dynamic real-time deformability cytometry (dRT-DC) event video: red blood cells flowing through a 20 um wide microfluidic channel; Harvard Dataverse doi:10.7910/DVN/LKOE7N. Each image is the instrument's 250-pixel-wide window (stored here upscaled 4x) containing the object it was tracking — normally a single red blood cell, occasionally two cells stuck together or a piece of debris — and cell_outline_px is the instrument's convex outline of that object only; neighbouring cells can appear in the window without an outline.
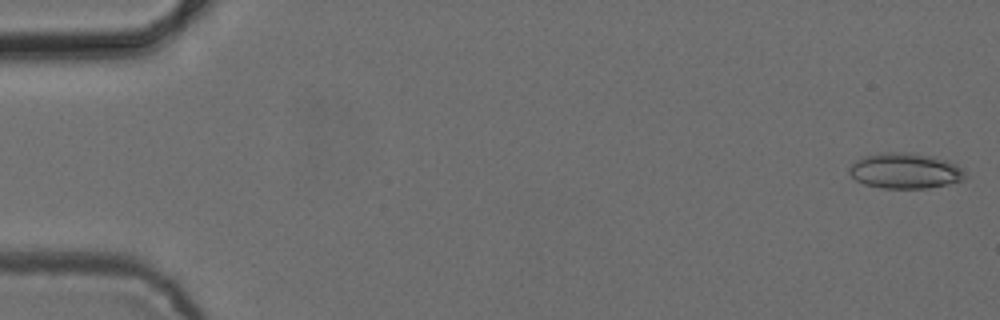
{"species": "common noctule bat (a hibernating species)", "species_latin": "Nyctalus noctula", "temperature_condition": "cold", "stored_images_in_passage": 52, "camera_frame_rate_fps": 3000, "um_per_image_px": 0.085, "animal": {"sex": "female", "body_mass_g": 24.6, "forearm_length_mm": 56.2}, "frame": {"image": 1, "passage_image": 1, "time_ms": 0.0, "image_size_px": [1000, 320], "cell_outline_px": [[964, 180], [948, 184], [928, 188], [880, 188], [864, 184], [856, 180], [848, 172], [848, 168], [856, 160], [864, 156], [880, 152], [912, 152], [932, 156], [948, 160], [964, 168]], "centroid_in_image_um": [76.94, 14.51], "position_along_channel_um": 8.1, "area_um2": 24.28}}
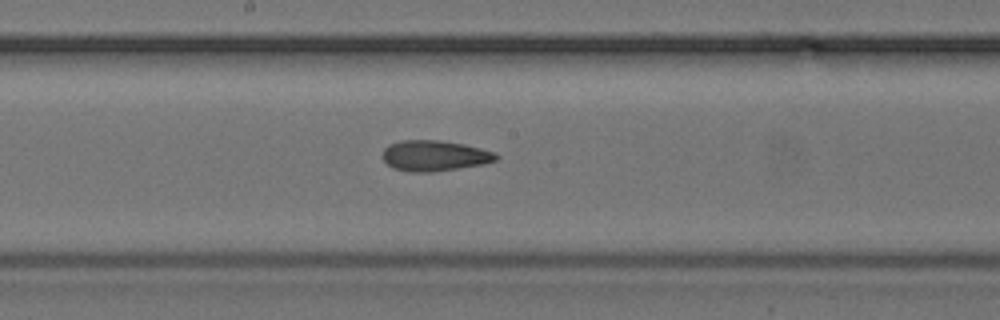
{"frame": {"image": 2, "passage_image": 28, "time_ms": 9.0, "image_size_px": [1000, 320], "cell_outline_px": [[500, 156], [496, 160], [484, 164], [432, 172], [408, 172], [392, 168], [384, 160], [384, 148], [388, 144], [400, 140], [440, 140], [464, 144], [496, 152]], "centroid_in_image_um": [36.94, 13.23], "position_along_channel_um": 211.3, "area_um2": 20.4}}
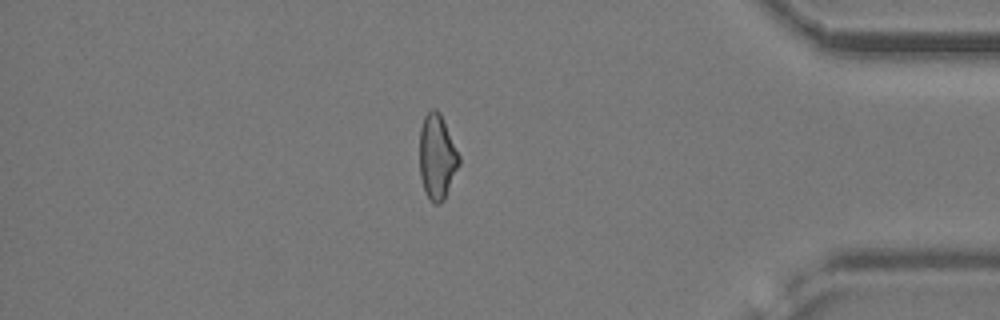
{"frame": {"image": 3, "passage_image": 45, "time_ms": 14.667, "image_size_px": [1000, 320], "cell_outline_px": [[460, 164], [444, 200], [440, 204], [432, 204], [424, 192], [420, 176], [420, 128], [424, 116], [432, 108], [436, 108], [440, 112], [460, 156]], "centroid_in_image_um": [37.15, 13.35], "position_along_channel_um": 398.1, "area_um2": 19.77}, "authors_computed_cell_mechanics": {"area_um2": 20.5479, "velocity_mm_per_s": 3.8986, "shape_relaxation_time_tau1_ms": null, "shape_relaxation_time_tau2_ms": 7.1455, "deformation_change_tau1": null, "deformation_change_tau2": 0.1753}}